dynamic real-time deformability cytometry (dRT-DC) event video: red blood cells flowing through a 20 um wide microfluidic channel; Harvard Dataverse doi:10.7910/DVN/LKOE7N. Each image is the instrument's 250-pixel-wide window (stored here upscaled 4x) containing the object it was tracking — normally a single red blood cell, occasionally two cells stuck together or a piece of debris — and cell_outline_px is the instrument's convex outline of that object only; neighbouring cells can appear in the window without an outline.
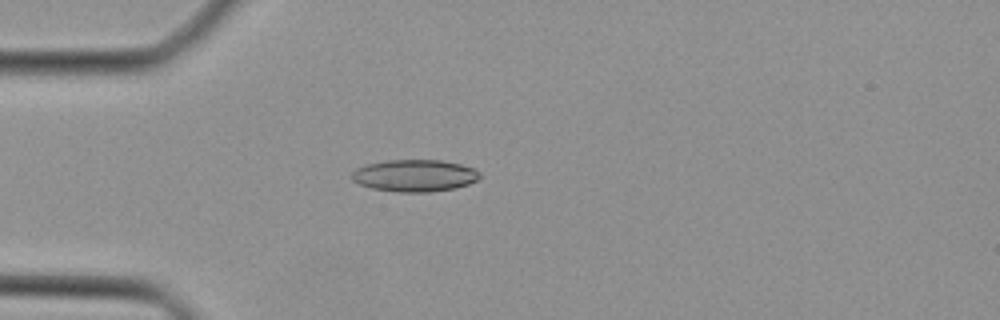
{"species": "Egyptian fruit bat (a non-hibernating species)", "species_latin": "Rousettus aegyptiacus", "temperature_condition": "cold", "stored_images_in_passage": 38, "camera_frame_rate_fps": 3000, "um_per_image_px": 0.085, "animal": {"sex": "female"}, "frame": {"image": 1, "passage_image": 5, "time_ms": 1.333, "image_size_px": [1000, 320], "cell_outline_px": [[480, 176], [476, 180], [468, 184], [456, 188], [428, 192], [396, 192], [372, 188], [360, 184], [352, 180], [352, 172], [356, 168], [368, 164], [388, 160], [440, 160], [460, 164], [472, 168], [480, 172]], "centroid_in_image_um": [35.24, 14.93], "position_along_channel_um": 49.8, "area_um2": 23.76}}
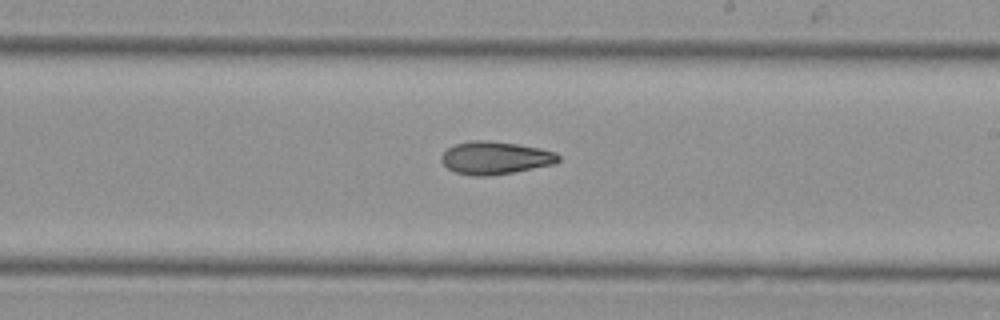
{"frame": {"image": 2, "passage_image": 19, "time_ms": 6.0, "image_size_px": [1000, 320], "cell_outline_px": [[560, 160], [556, 164], [512, 172], [488, 176], [472, 176], [456, 172], [448, 168], [440, 160], [440, 156], [448, 148], [456, 144], [472, 140], [488, 140], [516, 144], [540, 148], [556, 152], [560, 156]], "centroid_in_image_um": [42.11, 13.42], "position_along_channel_um": 246.9, "area_um2": 22.37}}
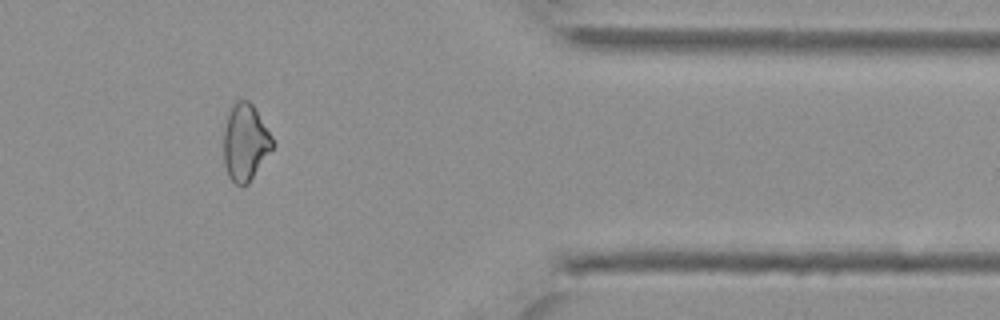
{"frame": {"image": 3, "passage_image": 30, "time_ms": 9.667, "image_size_px": [1000, 320], "cell_outline_px": [[276, 144], [248, 184], [236, 184], [228, 176], [224, 164], [224, 132], [228, 112], [232, 104], [236, 100], [248, 100], [252, 104], [272, 136]], "centroid_in_image_um": [20.85, 12.09], "position_along_channel_um": 390.5, "area_um2": 21.85}}